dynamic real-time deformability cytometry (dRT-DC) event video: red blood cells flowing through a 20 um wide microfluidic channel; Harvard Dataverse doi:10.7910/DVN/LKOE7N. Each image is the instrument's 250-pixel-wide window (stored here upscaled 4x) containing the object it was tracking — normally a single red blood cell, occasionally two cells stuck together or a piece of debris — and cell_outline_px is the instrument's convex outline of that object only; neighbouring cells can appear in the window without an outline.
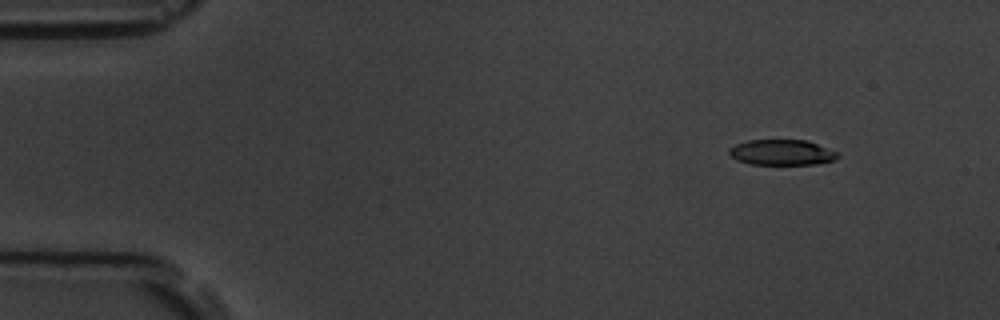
{"species": "common noctule bat (a hibernating species)", "species_latin": "Nyctalus noctula", "temperature_condition": "room temperature", "stored_images_in_passage": 5, "camera_frame_rate_fps": 3000, "um_per_image_px": 0.085, "animal": {"sex": "male", "body_mass_g": 19.5, "forearm_length_mm": 54.6}, "frame": {"image": 1, "passage_image": 2, "time_ms": 1.333, "image_size_px": [1000, 320], "cell_outline_px": [[840, 156], [836, 160], [816, 164], [752, 164], [736, 160], [728, 152], [728, 148], [736, 144], [748, 140], [808, 140], [840, 152]], "centroid_in_image_um": [66.51, 12.95], "position_along_channel_um": 18.5, "area_um2": 16.36}}
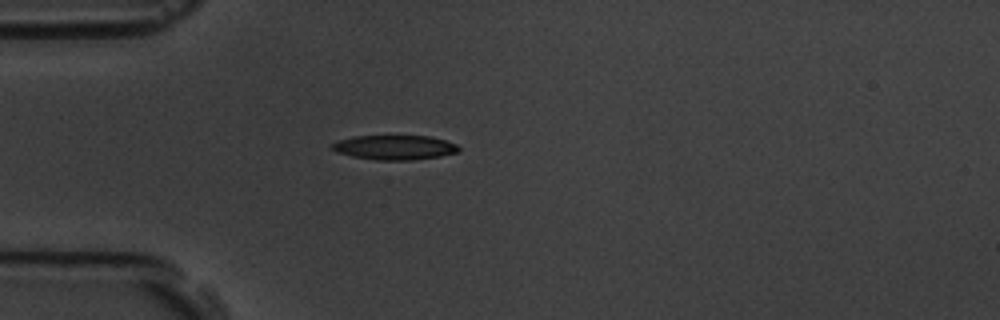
{"frame": {"image": 2, "passage_image": 5, "time_ms": 4.667, "image_size_px": [1000, 320], "cell_outline_px": [[460, 148], [456, 152], [440, 156], [412, 160], [376, 160], [352, 156], [336, 152], [332, 148], [332, 144], [336, 140], [352, 136], [428, 136], [444, 140], [456, 144]], "centroid_in_image_um": [33.5, 12.53], "position_along_channel_um": 51.5, "area_um2": 18.03}}